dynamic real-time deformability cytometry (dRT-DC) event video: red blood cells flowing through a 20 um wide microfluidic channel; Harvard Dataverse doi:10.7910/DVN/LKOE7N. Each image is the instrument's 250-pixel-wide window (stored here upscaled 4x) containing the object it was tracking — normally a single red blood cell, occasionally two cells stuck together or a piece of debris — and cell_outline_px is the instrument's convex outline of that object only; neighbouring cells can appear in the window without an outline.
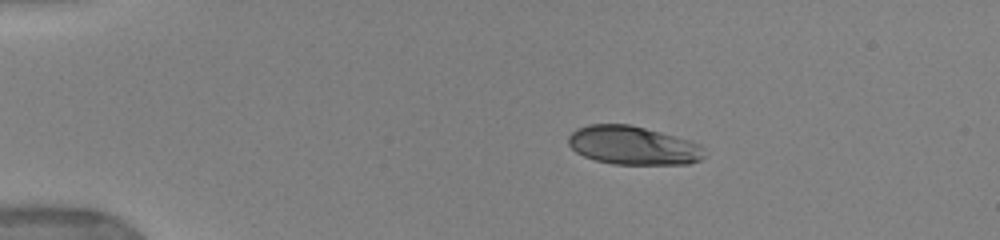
{"species": "human", "species_latin": "Homo sapiens", "temperature_condition": "warm", "stored_images_in_passage": 45, "camera_frame_rate_fps": 3000, "um_per_image_px": 0.085, "donor": {"sex": "female"}, "frame": {"image": 1, "passage_image": 1, "time_ms": 0.0, "image_size_px": [1000, 240], "cell_outline_px": [[704, 156], [700, 160], [688, 164], [612, 164], [596, 160], [584, 156], [576, 152], [568, 144], [568, 136], [572, 132], [588, 124], [628, 124], [692, 140], [700, 144], [704, 148]], "centroid_in_image_um": [53.83, 12.36], "position_along_channel_um": 31.2, "area_um2": 30.58}}
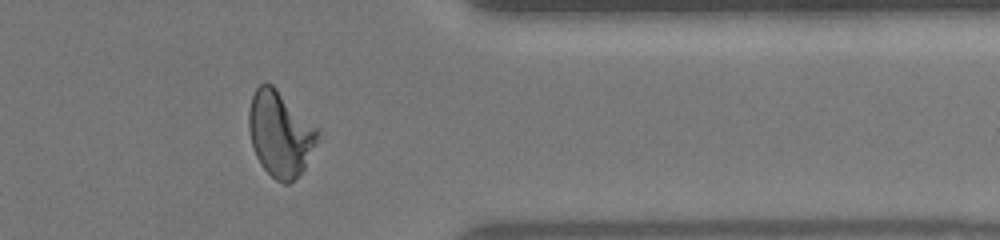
{"frame": {"image": 2, "passage_image": 31, "time_ms": 11.0, "image_size_px": [1000, 240], "cell_outline_px": [[316, 144], [304, 168], [288, 184], [284, 184], [276, 180], [260, 164], [252, 148], [248, 128], [248, 112], [252, 96], [256, 88], [264, 80], [272, 84], [316, 128]], "centroid_in_image_um": [23.74, 11.36], "position_along_channel_um": 387.7, "area_um2": 33.64}}
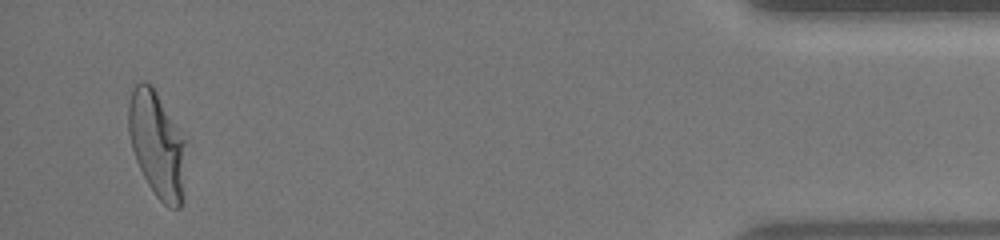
{"frame": {"image": 3, "passage_image": 41, "time_ms": 13.333, "image_size_px": [1000, 240], "cell_outline_px": [[184, 144], [180, 208], [172, 208], [164, 204], [156, 196], [148, 184], [136, 160], [132, 148], [128, 132], [128, 104], [132, 92], [136, 84], [144, 80], [152, 84], [184, 140]], "centroid_in_image_um": [13.28, 12.22], "position_along_channel_um": 421.9, "area_um2": 34.22}, "authors_computed_cell_mechanics": {"area_um2": 33.5818, "velocity_mm_per_s": 3.918, "shape_relaxation_time_tau1_ms": 3.2432, "shape_relaxation_time_tau2_ms": null, "deformation_change_tau1": 0.1911, "deformation_change_tau2": null}}